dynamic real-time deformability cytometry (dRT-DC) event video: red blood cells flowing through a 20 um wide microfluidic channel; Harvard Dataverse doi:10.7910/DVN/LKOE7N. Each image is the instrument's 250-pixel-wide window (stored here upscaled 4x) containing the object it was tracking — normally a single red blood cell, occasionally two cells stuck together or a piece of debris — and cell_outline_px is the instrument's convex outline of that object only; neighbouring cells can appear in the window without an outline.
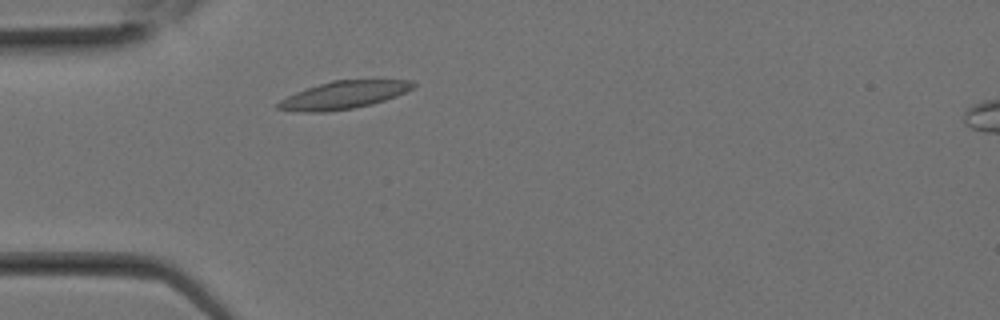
{"species": "Egyptian fruit bat (a non-hibernating species)", "species_latin": "Rousettus aegyptiacus", "temperature_condition": "room temperature", "stored_images_in_passage": 6, "camera_frame_rate_fps": 3000, "um_per_image_px": 0.085, "animal": {"sex": "female"}, "frame": {"image": 1, "passage_image": 4, "time_ms": 1.0, "image_size_px": [1000, 320], "cell_outline_px": [[416, 84], [412, 88], [396, 96], [372, 104], [352, 108], [324, 112], [304, 112], [276, 108], [276, 104], [280, 100], [296, 92], [332, 80], [412, 80]], "centroid_in_image_um": [29.21, 8.07], "position_along_channel_um": 55.8, "area_um2": 21.44}}
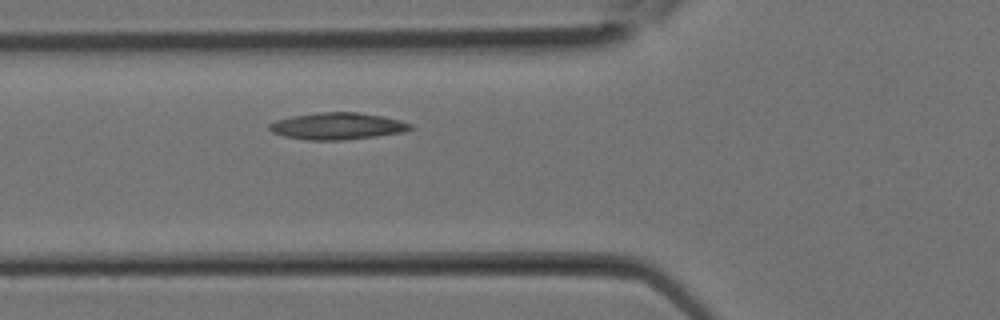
{"frame": {"image": 2, "passage_image": 6, "time_ms": 1.667, "image_size_px": [1000, 320], "cell_outline_px": [[412, 128], [400, 132], [376, 136], [344, 140], [308, 140], [284, 136], [272, 132], [268, 128], [268, 124], [276, 120], [292, 116], [320, 112], [356, 112], [380, 116], [400, 120], [412, 124]], "centroid_in_image_um": [28.63, 10.72], "position_along_channel_um": 97.2, "area_um2": 21.85}}